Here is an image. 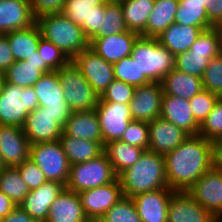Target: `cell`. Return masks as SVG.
I'll return each mask as SVG.
<instances>
[{
  "label": "cell",
  "instance_id": "1",
  "mask_svg": "<svg viewBox=\"0 0 222 222\" xmlns=\"http://www.w3.org/2000/svg\"><path fill=\"white\" fill-rule=\"evenodd\" d=\"M164 158L168 187L186 192L212 168L211 142L203 136L190 135Z\"/></svg>",
  "mask_w": 222,
  "mask_h": 222
},
{
  "label": "cell",
  "instance_id": "2",
  "mask_svg": "<svg viewBox=\"0 0 222 222\" xmlns=\"http://www.w3.org/2000/svg\"><path fill=\"white\" fill-rule=\"evenodd\" d=\"M123 196L167 188L164 155L145 150L140 159L118 176Z\"/></svg>",
  "mask_w": 222,
  "mask_h": 222
},
{
  "label": "cell",
  "instance_id": "3",
  "mask_svg": "<svg viewBox=\"0 0 222 222\" xmlns=\"http://www.w3.org/2000/svg\"><path fill=\"white\" fill-rule=\"evenodd\" d=\"M130 56L139 68V86L161 82L175 64V56L152 37L139 36Z\"/></svg>",
  "mask_w": 222,
  "mask_h": 222
},
{
  "label": "cell",
  "instance_id": "4",
  "mask_svg": "<svg viewBox=\"0 0 222 222\" xmlns=\"http://www.w3.org/2000/svg\"><path fill=\"white\" fill-rule=\"evenodd\" d=\"M41 36L53 43L70 60L89 48L81 26L60 14H48L36 19Z\"/></svg>",
  "mask_w": 222,
  "mask_h": 222
},
{
  "label": "cell",
  "instance_id": "5",
  "mask_svg": "<svg viewBox=\"0 0 222 222\" xmlns=\"http://www.w3.org/2000/svg\"><path fill=\"white\" fill-rule=\"evenodd\" d=\"M39 106L33 87L4 82L0 91V124L23 127L26 117Z\"/></svg>",
  "mask_w": 222,
  "mask_h": 222
},
{
  "label": "cell",
  "instance_id": "6",
  "mask_svg": "<svg viewBox=\"0 0 222 222\" xmlns=\"http://www.w3.org/2000/svg\"><path fill=\"white\" fill-rule=\"evenodd\" d=\"M57 73L63 87L65 100L72 112L89 111L97 107L100 96L72 61L58 69Z\"/></svg>",
  "mask_w": 222,
  "mask_h": 222
},
{
  "label": "cell",
  "instance_id": "7",
  "mask_svg": "<svg viewBox=\"0 0 222 222\" xmlns=\"http://www.w3.org/2000/svg\"><path fill=\"white\" fill-rule=\"evenodd\" d=\"M117 178L112 164L103 152L89 161L70 165L66 189L79 193L110 183Z\"/></svg>",
  "mask_w": 222,
  "mask_h": 222
},
{
  "label": "cell",
  "instance_id": "8",
  "mask_svg": "<svg viewBox=\"0 0 222 222\" xmlns=\"http://www.w3.org/2000/svg\"><path fill=\"white\" fill-rule=\"evenodd\" d=\"M29 159L41 169L47 181H58L66 186L70 163L60 140L30 145Z\"/></svg>",
  "mask_w": 222,
  "mask_h": 222
},
{
  "label": "cell",
  "instance_id": "9",
  "mask_svg": "<svg viewBox=\"0 0 222 222\" xmlns=\"http://www.w3.org/2000/svg\"><path fill=\"white\" fill-rule=\"evenodd\" d=\"M33 88L43 111L50 113L64 126L72 111L65 100L57 71L44 73Z\"/></svg>",
  "mask_w": 222,
  "mask_h": 222
},
{
  "label": "cell",
  "instance_id": "10",
  "mask_svg": "<svg viewBox=\"0 0 222 222\" xmlns=\"http://www.w3.org/2000/svg\"><path fill=\"white\" fill-rule=\"evenodd\" d=\"M71 61L82 72L84 78L99 96L115 79L113 64L108 63L90 48L79 53Z\"/></svg>",
  "mask_w": 222,
  "mask_h": 222
},
{
  "label": "cell",
  "instance_id": "11",
  "mask_svg": "<svg viewBox=\"0 0 222 222\" xmlns=\"http://www.w3.org/2000/svg\"><path fill=\"white\" fill-rule=\"evenodd\" d=\"M95 112L100 123L103 147L106 143L121 140L128 124L133 120L129 104L98 102Z\"/></svg>",
  "mask_w": 222,
  "mask_h": 222
},
{
  "label": "cell",
  "instance_id": "12",
  "mask_svg": "<svg viewBox=\"0 0 222 222\" xmlns=\"http://www.w3.org/2000/svg\"><path fill=\"white\" fill-rule=\"evenodd\" d=\"M186 192L216 218L222 216V170L212 167Z\"/></svg>",
  "mask_w": 222,
  "mask_h": 222
},
{
  "label": "cell",
  "instance_id": "13",
  "mask_svg": "<svg viewBox=\"0 0 222 222\" xmlns=\"http://www.w3.org/2000/svg\"><path fill=\"white\" fill-rule=\"evenodd\" d=\"M85 215L89 220L98 221L121 197L119 178L110 183L78 193Z\"/></svg>",
  "mask_w": 222,
  "mask_h": 222
},
{
  "label": "cell",
  "instance_id": "14",
  "mask_svg": "<svg viewBox=\"0 0 222 222\" xmlns=\"http://www.w3.org/2000/svg\"><path fill=\"white\" fill-rule=\"evenodd\" d=\"M163 90L161 82H151L135 87L129 102L132 119L151 122L161 116Z\"/></svg>",
  "mask_w": 222,
  "mask_h": 222
},
{
  "label": "cell",
  "instance_id": "15",
  "mask_svg": "<svg viewBox=\"0 0 222 222\" xmlns=\"http://www.w3.org/2000/svg\"><path fill=\"white\" fill-rule=\"evenodd\" d=\"M64 126L42 106H38L26 117L22 127L31 145L60 140Z\"/></svg>",
  "mask_w": 222,
  "mask_h": 222
},
{
  "label": "cell",
  "instance_id": "16",
  "mask_svg": "<svg viewBox=\"0 0 222 222\" xmlns=\"http://www.w3.org/2000/svg\"><path fill=\"white\" fill-rule=\"evenodd\" d=\"M30 142L23 129L0 124V154L6 167H17L29 159Z\"/></svg>",
  "mask_w": 222,
  "mask_h": 222
},
{
  "label": "cell",
  "instance_id": "17",
  "mask_svg": "<svg viewBox=\"0 0 222 222\" xmlns=\"http://www.w3.org/2000/svg\"><path fill=\"white\" fill-rule=\"evenodd\" d=\"M58 181H46L37 189L31 190L19 207L37 222H46L51 204L65 190Z\"/></svg>",
  "mask_w": 222,
  "mask_h": 222
},
{
  "label": "cell",
  "instance_id": "18",
  "mask_svg": "<svg viewBox=\"0 0 222 222\" xmlns=\"http://www.w3.org/2000/svg\"><path fill=\"white\" fill-rule=\"evenodd\" d=\"M139 36L128 30L110 36L96 37L89 41V48L108 63L115 64L131 55L133 45Z\"/></svg>",
  "mask_w": 222,
  "mask_h": 222
},
{
  "label": "cell",
  "instance_id": "19",
  "mask_svg": "<svg viewBox=\"0 0 222 222\" xmlns=\"http://www.w3.org/2000/svg\"><path fill=\"white\" fill-rule=\"evenodd\" d=\"M149 151L165 155L176 149L190 135L163 118H155L148 123Z\"/></svg>",
  "mask_w": 222,
  "mask_h": 222
},
{
  "label": "cell",
  "instance_id": "20",
  "mask_svg": "<svg viewBox=\"0 0 222 222\" xmlns=\"http://www.w3.org/2000/svg\"><path fill=\"white\" fill-rule=\"evenodd\" d=\"M174 192L167 187L134 196L132 199L142 222H167L168 204Z\"/></svg>",
  "mask_w": 222,
  "mask_h": 222
},
{
  "label": "cell",
  "instance_id": "21",
  "mask_svg": "<svg viewBox=\"0 0 222 222\" xmlns=\"http://www.w3.org/2000/svg\"><path fill=\"white\" fill-rule=\"evenodd\" d=\"M216 217L187 192L175 191L168 204L167 222H213Z\"/></svg>",
  "mask_w": 222,
  "mask_h": 222
},
{
  "label": "cell",
  "instance_id": "22",
  "mask_svg": "<svg viewBox=\"0 0 222 222\" xmlns=\"http://www.w3.org/2000/svg\"><path fill=\"white\" fill-rule=\"evenodd\" d=\"M160 117L172 122L189 135H198L200 124L195 120L187 99L163 94Z\"/></svg>",
  "mask_w": 222,
  "mask_h": 222
},
{
  "label": "cell",
  "instance_id": "23",
  "mask_svg": "<svg viewBox=\"0 0 222 222\" xmlns=\"http://www.w3.org/2000/svg\"><path fill=\"white\" fill-rule=\"evenodd\" d=\"M53 71L39 56L38 51L30 58L15 61L4 73L5 82L17 86L33 87L44 73Z\"/></svg>",
  "mask_w": 222,
  "mask_h": 222
},
{
  "label": "cell",
  "instance_id": "24",
  "mask_svg": "<svg viewBox=\"0 0 222 222\" xmlns=\"http://www.w3.org/2000/svg\"><path fill=\"white\" fill-rule=\"evenodd\" d=\"M35 22L30 1L0 0V32L2 34L27 28Z\"/></svg>",
  "mask_w": 222,
  "mask_h": 222
},
{
  "label": "cell",
  "instance_id": "25",
  "mask_svg": "<svg viewBox=\"0 0 222 222\" xmlns=\"http://www.w3.org/2000/svg\"><path fill=\"white\" fill-rule=\"evenodd\" d=\"M78 193L65 190L50 206L46 222H88Z\"/></svg>",
  "mask_w": 222,
  "mask_h": 222
},
{
  "label": "cell",
  "instance_id": "26",
  "mask_svg": "<svg viewBox=\"0 0 222 222\" xmlns=\"http://www.w3.org/2000/svg\"><path fill=\"white\" fill-rule=\"evenodd\" d=\"M63 132L77 139L92 140L103 146L100 123L94 110L74 111L64 125Z\"/></svg>",
  "mask_w": 222,
  "mask_h": 222
},
{
  "label": "cell",
  "instance_id": "27",
  "mask_svg": "<svg viewBox=\"0 0 222 222\" xmlns=\"http://www.w3.org/2000/svg\"><path fill=\"white\" fill-rule=\"evenodd\" d=\"M203 30L201 27L172 23L157 39L162 46L176 56L189 51Z\"/></svg>",
  "mask_w": 222,
  "mask_h": 222
},
{
  "label": "cell",
  "instance_id": "28",
  "mask_svg": "<svg viewBox=\"0 0 222 222\" xmlns=\"http://www.w3.org/2000/svg\"><path fill=\"white\" fill-rule=\"evenodd\" d=\"M163 94L187 100L203 90L202 78L188 75L173 68L161 81Z\"/></svg>",
  "mask_w": 222,
  "mask_h": 222
},
{
  "label": "cell",
  "instance_id": "29",
  "mask_svg": "<svg viewBox=\"0 0 222 222\" xmlns=\"http://www.w3.org/2000/svg\"><path fill=\"white\" fill-rule=\"evenodd\" d=\"M5 35L15 61L30 58L38 50V43L42 37L36 22L27 28L7 32Z\"/></svg>",
  "mask_w": 222,
  "mask_h": 222
},
{
  "label": "cell",
  "instance_id": "30",
  "mask_svg": "<svg viewBox=\"0 0 222 222\" xmlns=\"http://www.w3.org/2000/svg\"><path fill=\"white\" fill-rule=\"evenodd\" d=\"M178 6V0H155L146 28L140 36L158 38L164 30L174 23Z\"/></svg>",
  "mask_w": 222,
  "mask_h": 222
},
{
  "label": "cell",
  "instance_id": "31",
  "mask_svg": "<svg viewBox=\"0 0 222 222\" xmlns=\"http://www.w3.org/2000/svg\"><path fill=\"white\" fill-rule=\"evenodd\" d=\"M60 142L70 165L94 159L104 152V147L96 141L77 139L61 134Z\"/></svg>",
  "mask_w": 222,
  "mask_h": 222
},
{
  "label": "cell",
  "instance_id": "32",
  "mask_svg": "<svg viewBox=\"0 0 222 222\" xmlns=\"http://www.w3.org/2000/svg\"><path fill=\"white\" fill-rule=\"evenodd\" d=\"M144 151L145 149L143 148L127 144L121 140L112 141L104 145V153L117 176L134 165Z\"/></svg>",
  "mask_w": 222,
  "mask_h": 222
},
{
  "label": "cell",
  "instance_id": "33",
  "mask_svg": "<svg viewBox=\"0 0 222 222\" xmlns=\"http://www.w3.org/2000/svg\"><path fill=\"white\" fill-rule=\"evenodd\" d=\"M129 31L141 35L148 22L155 0H118Z\"/></svg>",
  "mask_w": 222,
  "mask_h": 222
},
{
  "label": "cell",
  "instance_id": "34",
  "mask_svg": "<svg viewBox=\"0 0 222 222\" xmlns=\"http://www.w3.org/2000/svg\"><path fill=\"white\" fill-rule=\"evenodd\" d=\"M179 6L174 23L201 27L204 30L214 27L208 19L203 0H178Z\"/></svg>",
  "mask_w": 222,
  "mask_h": 222
},
{
  "label": "cell",
  "instance_id": "35",
  "mask_svg": "<svg viewBox=\"0 0 222 222\" xmlns=\"http://www.w3.org/2000/svg\"><path fill=\"white\" fill-rule=\"evenodd\" d=\"M106 0H66L62 14L81 26L86 38L90 41V15L96 6Z\"/></svg>",
  "mask_w": 222,
  "mask_h": 222
},
{
  "label": "cell",
  "instance_id": "36",
  "mask_svg": "<svg viewBox=\"0 0 222 222\" xmlns=\"http://www.w3.org/2000/svg\"><path fill=\"white\" fill-rule=\"evenodd\" d=\"M0 190L17 206L30 192L18 170L14 167H6L0 172Z\"/></svg>",
  "mask_w": 222,
  "mask_h": 222
},
{
  "label": "cell",
  "instance_id": "37",
  "mask_svg": "<svg viewBox=\"0 0 222 222\" xmlns=\"http://www.w3.org/2000/svg\"><path fill=\"white\" fill-rule=\"evenodd\" d=\"M128 31L121 4L118 0L105 1V14L102 16L98 37H105Z\"/></svg>",
  "mask_w": 222,
  "mask_h": 222
},
{
  "label": "cell",
  "instance_id": "38",
  "mask_svg": "<svg viewBox=\"0 0 222 222\" xmlns=\"http://www.w3.org/2000/svg\"><path fill=\"white\" fill-rule=\"evenodd\" d=\"M189 52L191 54L205 55L208 61L219 56L222 53L221 36L217 27L203 30L191 46Z\"/></svg>",
  "mask_w": 222,
  "mask_h": 222
},
{
  "label": "cell",
  "instance_id": "39",
  "mask_svg": "<svg viewBox=\"0 0 222 222\" xmlns=\"http://www.w3.org/2000/svg\"><path fill=\"white\" fill-rule=\"evenodd\" d=\"M99 222H142L133 199L123 196L98 220Z\"/></svg>",
  "mask_w": 222,
  "mask_h": 222
},
{
  "label": "cell",
  "instance_id": "40",
  "mask_svg": "<svg viewBox=\"0 0 222 222\" xmlns=\"http://www.w3.org/2000/svg\"><path fill=\"white\" fill-rule=\"evenodd\" d=\"M207 64L208 60L205 55L191 54L187 51L175 56L174 68L188 75L202 78Z\"/></svg>",
  "mask_w": 222,
  "mask_h": 222
},
{
  "label": "cell",
  "instance_id": "41",
  "mask_svg": "<svg viewBox=\"0 0 222 222\" xmlns=\"http://www.w3.org/2000/svg\"><path fill=\"white\" fill-rule=\"evenodd\" d=\"M203 89L222 97V53L208 61L202 76Z\"/></svg>",
  "mask_w": 222,
  "mask_h": 222
},
{
  "label": "cell",
  "instance_id": "42",
  "mask_svg": "<svg viewBox=\"0 0 222 222\" xmlns=\"http://www.w3.org/2000/svg\"><path fill=\"white\" fill-rule=\"evenodd\" d=\"M198 135L210 142L222 137V97L218 99L212 111L200 125Z\"/></svg>",
  "mask_w": 222,
  "mask_h": 222
},
{
  "label": "cell",
  "instance_id": "43",
  "mask_svg": "<svg viewBox=\"0 0 222 222\" xmlns=\"http://www.w3.org/2000/svg\"><path fill=\"white\" fill-rule=\"evenodd\" d=\"M38 54L53 71L66 66L71 60L53 43L41 37L38 43Z\"/></svg>",
  "mask_w": 222,
  "mask_h": 222
},
{
  "label": "cell",
  "instance_id": "44",
  "mask_svg": "<svg viewBox=\"0 0 222 222\" xmlns=\"http://www.w3.org/2000/svg\"><path fill=\"white\" fill-rule=\"evenodd\" d=\"M219 98L215 93L203 89L189 100L194 118L200 125L212 111Z\"/></svg>",
  "mask_w": 222,
  "mask_h": 222
},
{
  "label": "cell",
  "instance_id": "45",
  "mask_svg": "<svg viewBox=\"0 0 222 222\" xmlns=\"http://www.w3.org/2000/svg\"><path fill=\"white\" fill-rule=\"evenodd\" d=\"M121 141L127 144L149 149V126L148 122L132 120L128 124Z\"/></svg>",
  "mask_w": 222,
  "mask_h": 222
},
{
  "label": "cell",
  "instance_id": "46",
  "mask_svg": "<svg viewBox=\"0 0 222 222\" xmlns=\"http://www.w3.org/2000/svg\"><path fill=\"white\" fill-rule=\"evenodd\" d=\"M135 87L114 79L100 96L99 102H116L129 104L133 98Z\"/></svg>",
  "mask_w": 222,
  "mask_h": 222
},
{
  "label": "cell",
  "instance_id": "47",
  "mask_svg": "<svg viewBox=\"0 0 222 222\" xmlns=\"http://www.w3.org/2000/svg\"><path fill=\"white\" fill-rule=\"evenodd\" d=\"M114 77L134 87H139V68L131 56L124 57L113 64Z\"/></svg>",
  "mask_w": 222,
  "mask_h": 222
},
{
  "label": "cell",
  "instance_id": "48",
  "mask_svg": "<svg viewBox=\"0 0 222 222\" xmlns=\"http://www.w3.org/2000/svg\"><path fill=\"white\" fill-rule=\"evenodd\" d=\"M15 168L18 170L30 191L37 189L47 181L44 173L31 159L26 160L23 164Z\"/></svg>",
  "mask_w": 222,
  "mask_h": 222
},
{
  "label": "cell",
  "instance_id": "49",
  "mask_svg": "<svg viewBox=\"0 0 222 222\" xmlns=\"http://www.w3.org/2000/svg\"><path fill=\"white\" fill-rule=\"evenodd\" d=\"M66 0H30L32 14L40 18L48 14H60L65 6Z\"/></svg>",
  "mask_w": 222,
  "mask_h": 222
},
{
  "label": "cell",
  "instance_id": "50",
  "mask_svg": "<svg viewBox=\"0 0 222 222\" xmlns=\"http://www.w3.org/2000/svg\"><path fill=\"white\" fill-rule=\"evenodd\" d=\"M203 7L214 27L222 24V0H203Z\"/></svg>",
  "mask_w": 222,
  "mask_h": 222
},
{
  "label": "cell",
  "instance_id": "51",
  "mask_svg": "<svg viewBox=\"0 0 222 222\" xmlns=\"http://www.w3.org/2000/svg\"><path fill=\"white\" fill-rule=\"evenodd\" d=\"M15 62L7 36H0V70L5 72Z\"/></svg>",
  "mask_w": 222,
  "mask_h": 222
},
{
  "label": "cell",
  "instance_id": "52",
  "mask_svg": "<svg viewBox=\"0 0 222 222\" xmlns=\"http://www.w3.org/2000/svg\"><path fill=\"white\" fill-rule=\"evenodd\" d=\"M105 14V2L102 5L96 6L90 15V41L98 37V30L101 28L102 16Z\"/></svg>",
  "mask_w": 222,
  "mask_h": 222
},
{
  "label": "cell",
  "instance_id": "53",
  "mask_svg": "<svg viewBox=\"0 0 222 222\" xmlns=\"http://www.w3.org/2000/svg\"><path fill=\"white\" fill-rule=\"evenodd\" d=\"M0 222H37L27 212L22 210L19 206L9 213L6 217L0 220Z\"/></svg>",
  "mask_w": 222,
  "mask_h": 222
},
{
  "label": "cell",
  "instance_id": "54",
  "mask_svg": "<svg viewBox=\"0 0 222 222\" xmlns=\"http://www.w3.org/2000/svg\"><path fill=\"white\" fill-rule=\"evenodd\" d=\"M212 167L222 170V137L211 142Z\"/></svg>",
  "mask_w": 222,
  "mask_h": 222
},
{
  "label": "cell",
  "instance_id": "55",
  "mask_svg": "<svg viewBox=\"0 0 222 222\" xmlns=\"http://www.w3.org/2000/svg\"><path fill=\"white\" fill-rule=\"evenodd\" d=\"M17 205L0 190V220L11 213Z\"/></svg>",
  "mask_w": 222,
  "mask_h": 222
},
{
  "label": "cell",
  "instance_id": "56",
  "mask_svg": "<svg viewBox=\"0 0 222 222\" xmlns=\"http://www.w3.org/2000/svg\"><path fill=\"white\" fill-rule=\"evenodd\" d=\"M4 82H5V73L0 70V91L3 87Z\"/></svg>",
  "mask_w": 222,
  "mask_h": 222
},
{
  "label": "cell",
  "instance_id": "57",
  "mask_svg": "<svg viewBox=\"0 0 222 222\" xmlns=\"http://www.w3.org/2000/svg\"><path fill=\"white\" fill-rule=\"evenodd\" d=\"M4 168H6V165H5V163L3 162L2 156H1V154H0V172H1Z\"/></svg>",
  "mask_w": 222,
  "mask_h": 222
},
{
  "label": "cell",
  "instance_id": "58",
  "mask_svg": "<svg viewBox=\"0 0 222 222\" xmlns=\"http://www.w3.org/2000/svg\"><path fill=\"white\" fill-rule=\"evenodd\" d=\"M217 29H218L220 36H221V51H222V24L217 26Z\"/></svg>",
  "mask_w": 222,
  "mask_h": 222
},
{
  "label": "cell",
  "instance_id": "59",
  "mask_svg": "<svg viewBox=\"0 0 222 222\" xmlns=\"http://www.w3.org/2000/svg\"><path fill=\"white\" fill-rule=\"evenodd\" d=\"M213 222H222V218H216Z\"/></svg>",
  "mask_w": 222,
  "mask_h": 222
},
{
  "label": "cell",
  "instance_id": "60",
  "mask_svg": "<svg viewBox=\"0 0 222 222\" xmlns=\"http://www.w3.org/2000/svg\"><path fill=\"white\" fill-rule=\"evenodd\" d=\"M88 222H99V221H95V220H89Z\"/></svg>",
  "mask_w": 222,
  "mask_h": 222
}]
</instances>
